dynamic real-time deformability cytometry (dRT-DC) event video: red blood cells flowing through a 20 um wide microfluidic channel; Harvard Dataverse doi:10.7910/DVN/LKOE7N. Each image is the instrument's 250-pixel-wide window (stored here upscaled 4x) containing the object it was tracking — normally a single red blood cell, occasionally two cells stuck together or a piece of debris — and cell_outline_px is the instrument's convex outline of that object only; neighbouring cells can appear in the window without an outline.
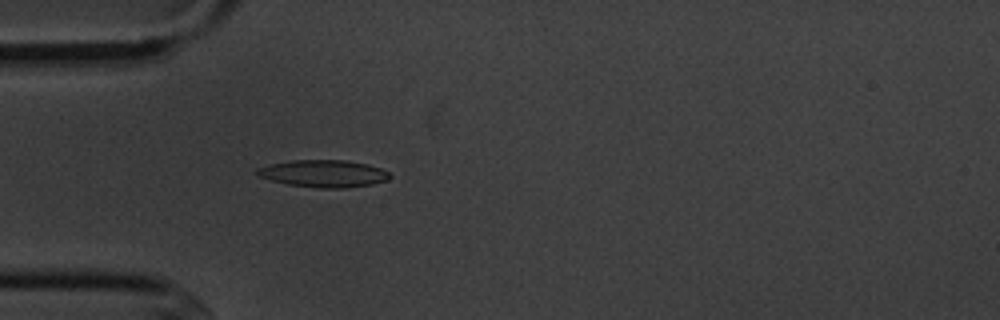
{"species": "common noctule bat (a hibernating species)", "species_latin": "Nyctalus noctula", "temperature_condition": "cold", "stored_images_in_passage": 5, "camera_frame_rate_fps": 3000, "um_per_image_px": 0.085, "animal": {"sex": "male", "body_mass_g": 20.1, "forearm_length_mm": 53.5}, "frame": {"image": 1, "passage_image": 5, "time_ms": 4.667, "image_size_px": [1000, 320], "cell_outline_px": [[392, 176], [388, 180], [372, 184], [344, 188], [316, 188], [288, 184], [256, 176], [256, 168], [268, 164], [292, 160], [344, 160], [368, 164], [380, 168], [388, 172]], "centroid_in_image_um": [27.49, 14.75], "position_along_channel_um": 57.5, "area_um2": 21.15}}